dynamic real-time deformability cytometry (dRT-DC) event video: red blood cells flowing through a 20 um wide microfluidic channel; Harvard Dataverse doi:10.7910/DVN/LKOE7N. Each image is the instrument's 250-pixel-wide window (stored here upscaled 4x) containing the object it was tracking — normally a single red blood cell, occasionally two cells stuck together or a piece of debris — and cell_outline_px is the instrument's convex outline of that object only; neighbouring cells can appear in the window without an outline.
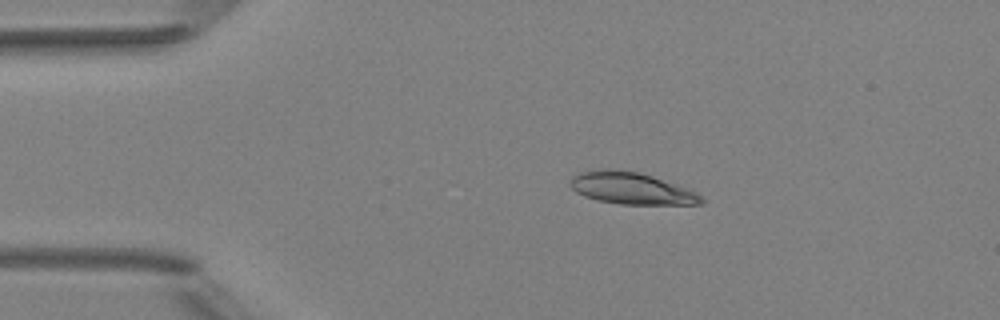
{"species": "Egyptian fruit bat (a non-hibernating species)", "species_latin": "Rousettus aegyptiacus", "temperature_condition": "room temperature", "stored_images_in_passage": 6, "camera_frame_rate_fps": 3000, "um_per_image_px": 0.085, "animal": {"sex": "female"}, "frame": {"image": 1, "passage_image": 2, "time_ms": 1.333, "image_size_px": [1000, 320], "cell_outline_px": [[704, 204], [620, 204], [596, 200], [584, 196], [576, 192], [568, 184], [572, 176], [580, 172], [608, 168], [640, 172], [652, 176], [696, 192], [704, 200]], "centroid_in_image_um": [53.61, 16.0], "position_along_channel_um": 31.4, "area_um2": 24.22}}
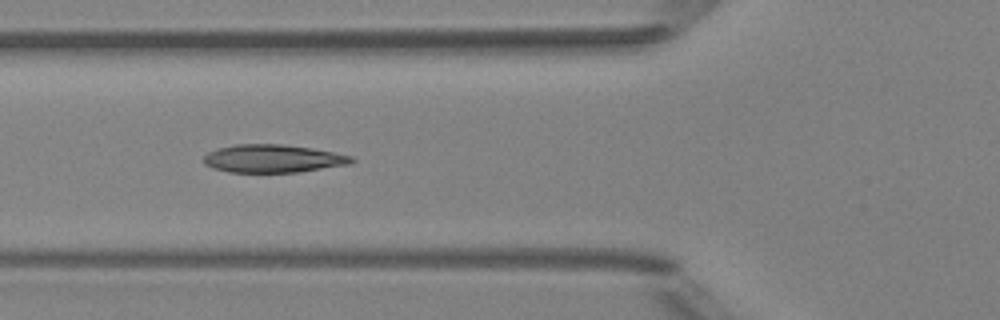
{"frame": {"image": 2, "passage_image": 4, "time_ms": 4.333, "image_size_px": [1000, 320], "cell_outline_px": [[356, 160], [352, 164], [300, 172], [228, 172], [212, 168], [204, 164], [204, 156], [208, 152], [220, 148], [236, 144], [284, 144], [312, 148], [352, 156]], "centroid_in_image_um": [23.23, 13.48], "position_along_channel_um": 102.6, "area_um2": 24.22}}
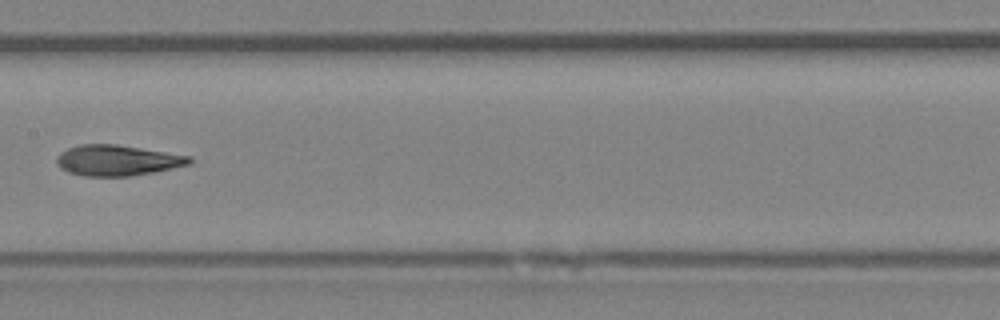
{"frame": {"image": 3, "passage_image": 6, "time_ms": 6.667, "image_size_px": [1000, 320], "cell_outline_px": [[192, 164], [152, 172], [128, 176], [84, 176], [68, 172], [60, 168], [56, 160], [56, 156], [60, 152], [68, 148], [80, 144], [116, 144], [192, 156]], "centroid_in_image_um": [9.96, 13.62], "position_along_channel_um": 197.4, "area_um2": 23.76}}